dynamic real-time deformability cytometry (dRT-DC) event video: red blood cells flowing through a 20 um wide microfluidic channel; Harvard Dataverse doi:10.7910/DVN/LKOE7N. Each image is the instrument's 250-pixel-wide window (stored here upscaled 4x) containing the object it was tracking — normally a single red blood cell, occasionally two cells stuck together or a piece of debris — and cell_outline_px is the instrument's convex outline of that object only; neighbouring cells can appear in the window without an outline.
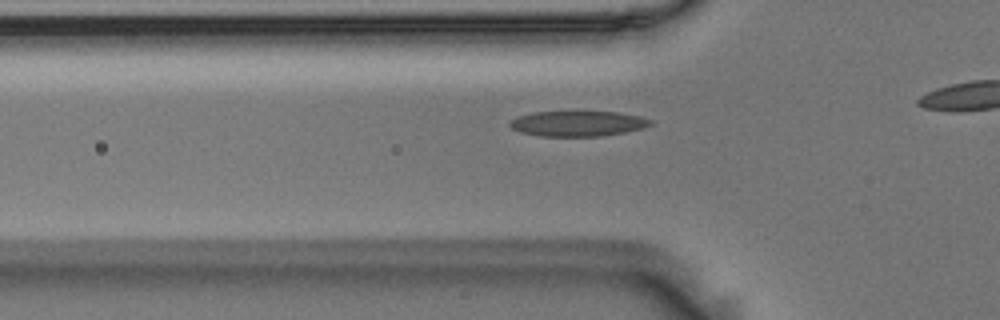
{"species": "Egyptian fruit bat (a non-hibernating species)", "species_latin": "Rousettus aegyptiacus", "temperature_condition": "room temperature", "stored_images_in_passage": 15, "camera_frame_rate_fps": 3000, "um_per_image_px": 0.085, "animal": {"sex": "male"}, "frame": {"image": 1, "passage_image": 9, "time_ms": 2.667, "image_size_px": [1000, 320], "cell_outline_px": [[652, 124], [644, 128], [624, 132], [600, 136], [540, 136], [520, 132], [512, 128], [508, 124], [512, 120], [520, 116], [532, 112], [620, 112], [640, 116], [652, 120]], "centroid_in_image_um": [49.14, 10.5], "position_along_channel_um": 76.7, "area_um2": 20.63}}